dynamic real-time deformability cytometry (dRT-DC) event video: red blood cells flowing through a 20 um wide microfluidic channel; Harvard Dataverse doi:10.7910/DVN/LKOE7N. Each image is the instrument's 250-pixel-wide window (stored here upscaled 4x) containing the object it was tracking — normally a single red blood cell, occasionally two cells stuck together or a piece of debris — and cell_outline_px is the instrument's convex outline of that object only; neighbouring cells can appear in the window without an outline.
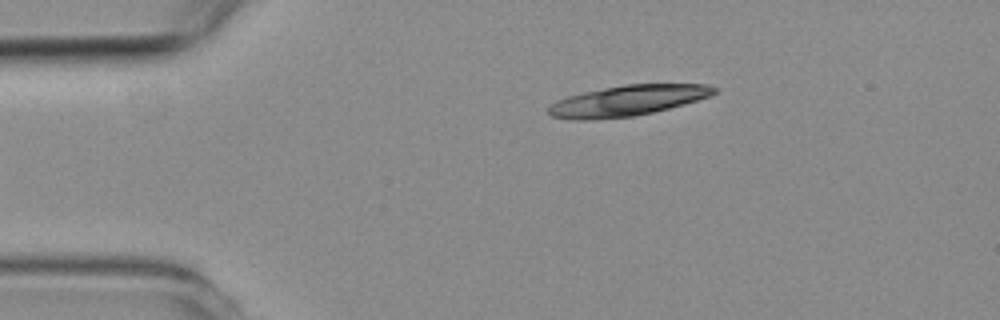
{"species": "common noctule bat (a hibernating species)", "species_latin": "Nyctalus noctula", "temperature_condition": "room temperature", "stored_images_in_passage": 4, "camera_frame_rate_fps": 3000, "um_per_image_px": 0.085, "animal": {"sex": "female", "body_mass_g": 19.3, "forearm_length_mm": 54.1}, "frame": {"image": 1, "passage_image": 4, "time_ms": 4.667, "image_size_px": [1000, 320], "cell_outline_px": [[716, 92], [708, 96], [684, 104], [652, 112], [632, 116], [588, 120], [568, 120], [552, 116], [548, 112], [548, 108], [556, 100], [568, 96], [584, 92], [624, 84], [704, 84], [716, 88]], "centroid_in_image_um": [53.29, 8.56], "position_along_channel_um": 31.7, "area_um2": 29.19}}